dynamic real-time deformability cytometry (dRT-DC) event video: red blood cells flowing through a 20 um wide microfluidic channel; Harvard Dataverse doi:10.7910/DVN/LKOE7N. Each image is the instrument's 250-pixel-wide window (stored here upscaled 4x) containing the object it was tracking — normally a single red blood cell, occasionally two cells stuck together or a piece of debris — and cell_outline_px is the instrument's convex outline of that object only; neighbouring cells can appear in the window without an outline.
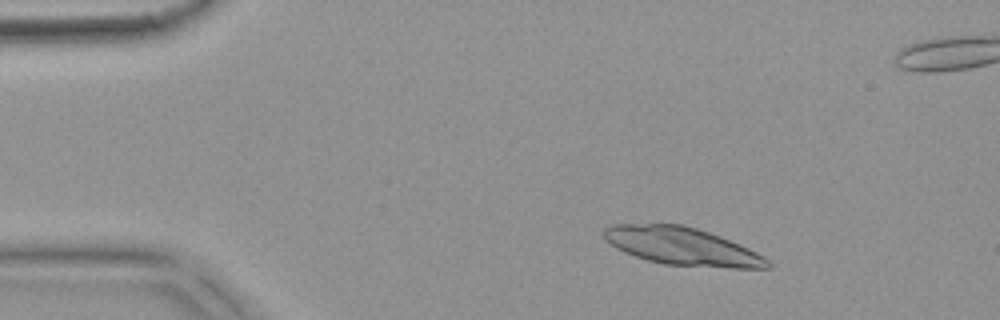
{"species": "common noctule bat (a hibernating species)", "species_latin": "Nyctalus noctula", "temperature_condition": "warm", "stored_images_in_passage": 7, "camera_frame_rate_fps": 3000, "um_per_image_px": 0.085, "animal": {"sex": "female", "body_mass_g": 18.4}, "frame": {"image": 1, "passage_image": 2, "time_ms": 0.333, "image_size_px": [1000, 320], "cell_outline_px": [[772, 268], [728, 268], [664, 264], [648, 260], [624, 252], [616, 248], [604, 240], [604, 228], [612, 224], [684, 224], [720, 236], [740, 244], [764, 256], [772, 264]], "centroid_in_image_um": [57.98, 20.94], "position_along_channel_um": 27.0, "area_um2": 36.01}}